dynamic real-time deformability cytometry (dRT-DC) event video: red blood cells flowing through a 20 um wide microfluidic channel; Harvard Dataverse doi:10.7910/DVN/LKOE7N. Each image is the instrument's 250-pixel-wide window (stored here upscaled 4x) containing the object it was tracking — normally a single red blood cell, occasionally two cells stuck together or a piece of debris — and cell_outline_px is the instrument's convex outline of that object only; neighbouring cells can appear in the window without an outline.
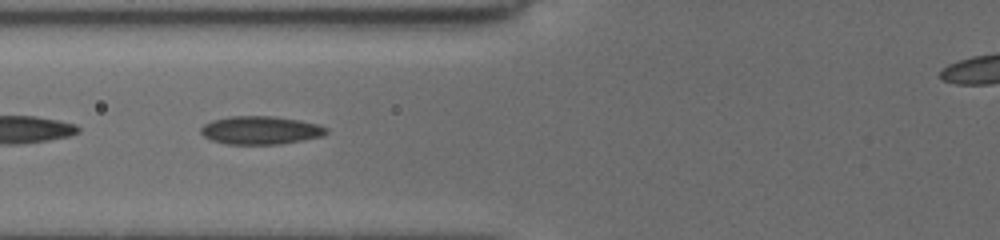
{"species": "common noctule bat (a hibernating species)", "species_latin": "Nyctalus noctula", "temperature_condition": "cold", "stored_images_in_passage": 54, "camera_frame_rate_fps": 3000, "um_per_image_px": 0.085, "animal": {"sex": "female", "body_mass_g": 19.5, "forearm_length_mm": 54.1}, "frame": {"image": 1, "passage_image": 24, "time_ms": 7.667, "image_size_px": [1000, 240], "cell_outline_px": [[328, 132], [324, 136], [304, 140], [280, 144], [228, 144], [212, 140], [204, 136], [200, 132], [200, 128], [204, 124], [212, 120], [228, 116], [272, 116], [296, 120], [316, 124], [328, 128]], "centroid_in_image_um": [22.14, 11.07], "position_along_channel_um": 103.7, "area_um2": 20.58}}
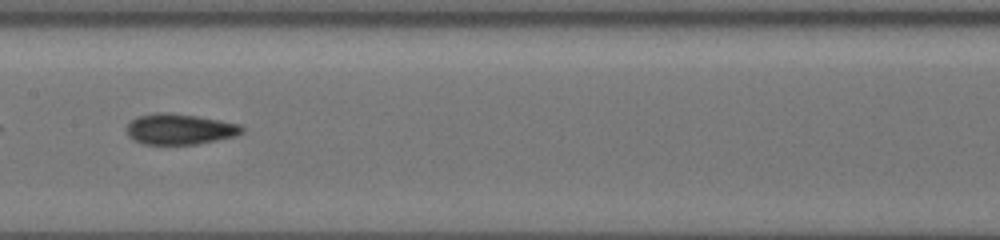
{"frame": {"image": 2, "passage_image": 31, "time_ms": 10.0, "image_size_px": [1000, 240], "cell_outline_px": [[244, 128], [240, 132], [232, 136], [196, 144], [144, 144], [128, 136], [128, 124], [132, 120], [140, 116], [156, 112], [168, 112], [196, 116], [220, 120], [240, 124]], "centroid_in_image_um": [15.26, 10.96], "position_along_channel_um": 192.1, "area_um2": 20.17}}